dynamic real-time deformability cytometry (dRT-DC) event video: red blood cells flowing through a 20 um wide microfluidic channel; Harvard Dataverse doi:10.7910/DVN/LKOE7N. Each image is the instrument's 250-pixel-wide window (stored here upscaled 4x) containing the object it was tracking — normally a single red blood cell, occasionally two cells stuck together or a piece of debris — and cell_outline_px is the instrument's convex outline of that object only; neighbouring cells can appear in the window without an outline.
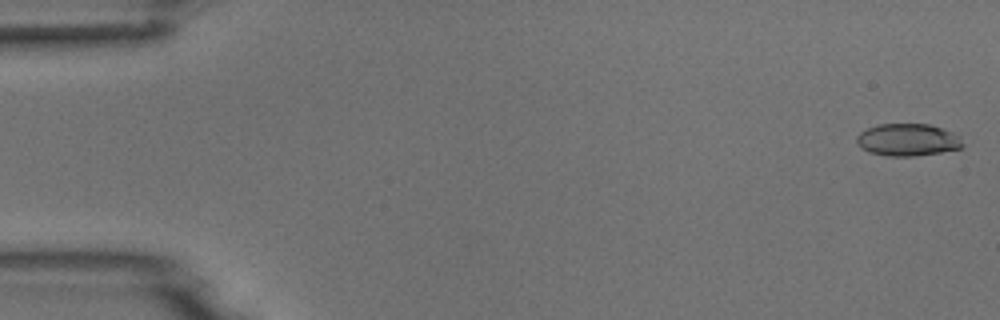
{"species": "common noctule bat (a hibernating species)", "species_latin": "Nyctalus noctula", "temperature_condition": "room temperature", "stored_images_in_passage": 5, "camera_frame_rate_fps": 3000, "um_per_image_px": 0.085, "animal": {"sex": "male", "body_mass_g": 18.8}, "frame": {"image": 1, "passage_image": 1, "time_ms": 0.0, "image_size_px": [1000, 320], "cell_outline_px": [[964, 144], [960, 148], [940, 152], [916, 156], [888, 156], [868, 152], [856, 140], [856, 136], [860, 132], [876, 124], [928, 124], [952, 132], [960, 136]], "centroid_in_image_um": [77.16, 11.88], "position_along_channel_um": 7.8, "area_um2": 19.83}}